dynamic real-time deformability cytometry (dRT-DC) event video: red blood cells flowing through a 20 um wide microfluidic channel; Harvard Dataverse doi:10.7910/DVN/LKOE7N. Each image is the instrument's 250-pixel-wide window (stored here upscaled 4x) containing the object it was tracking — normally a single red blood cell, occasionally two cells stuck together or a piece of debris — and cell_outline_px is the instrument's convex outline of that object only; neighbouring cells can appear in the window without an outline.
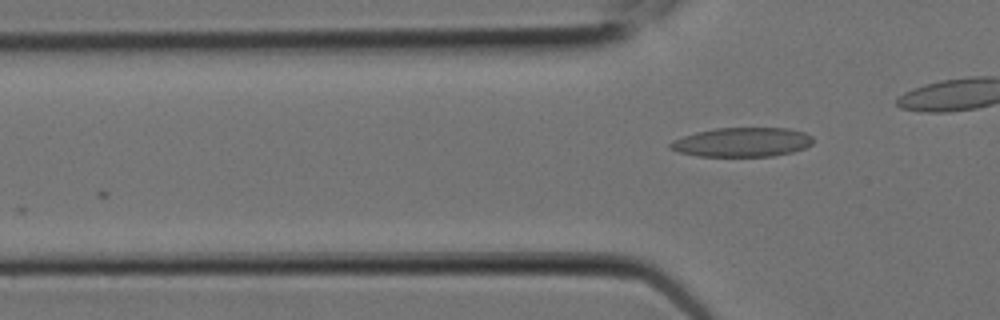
{"species": "Egyptian fruit bat (a non-hibernating species)", "species_latin": "Rousettus aegyptiacus", "temperature_condition": "room temperature", "stored_images_in_passage": 6, "camera_frame_rate_fps": 3000, "um_per_image_px": 0.085, "animal": {"sex": "female"}, "frame": {"image": 1, "passage_image": 6, "time_ms": 1.667, "image_size_px": [1000, 320], "cell_outline_px": [[812, 144], [804, 148], [792, 152], [772, 156], [696, 156], [680, 152], [668, 148], [668, 144], [672, 140], [696, 132], [716, 128], [788, 128], [804, 132], [812, 136]], "centroid_in_image_um": [63.06, 12.08], "position_along_channel_um": 62.7, "area_um2": 24.33}}